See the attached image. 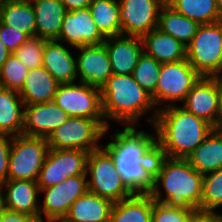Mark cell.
<instances>
[{"mask_svg": "<svg viewBox=\"0 0 222 222\" xmlns=\"http://www.w3.org/2000/svg\"><path fill=\"white\" fill-rule=\"evenodd\" d=\"M104 147L114 157L123 183L133 194H149L154 185V167L158 156L156 134L125 126L115 130Z\"/></svg>", "mask_w": 222, "mask_h": 222, "instance_id": "obj_1", "label": "cell"}, {"mask_svg": "<svg viewBox=\"0 0 222 222\" xmlns=\"http://www.w3.org/2000/svg\"><path fill=\"white\" fill-rule=\"evenodd\" d=\"M158 153L187 159L214 127L181 106L160 109L153 124Z\"/></svg>", "mask_w": 222, "mask_h": 222, "instance_id": "obj_2", "label": "cell"}, {"mask_svg": "<svg viewBox=\"0 0 222 222\" xmlns=\"http://www.w3.org/2000/svg\"><path fill=\"white\" fill-rule=\"evenodd\" d=\"M202 188L203 175L187 159L158 154L154 167V185L149 193L153 200L200 209ZM160 189H164V197Z\"/></svg>", "mask_w": 222, "mask_h": 222, "instance_id": "obj_3", "label": "cell"}, {"mask_svg": "<svg viewBox=\"0 0 222 222\" xmlns=\"http://www.w3.org/2000/svg\"><path fill=\"white\" fill-rule=\"evenodd\" d=\"M102 113L108 120L135 126L141 117L155 109L152 96L133 78L132 74H112L100 88Z\"/></svg>", "mask_w": 222, "mask_h": 222, "instance_id": "obj_4", "label": "cell"}, {"mask_svg": "<svg viewBox=\"0 0 222 222\" xmlns=\"http://www.w3.org/2000/svg\"><path fill=\"white\" fill-rule=\"evenodd\" d=\"M110 126L105 119L70 117L47 138L49 148L76 149L91 152L101 148L100 140Z\"/></svg>", "mask_w": 222, "mask_h": 222, "instance_id": "obj_5", "label": "cell"}, {"mask_svg": "<svg viewBox=\"0 0 222 222\" xmlns=\"http://www.w3.org/2000/svg\"><path fill=\"white\" fill-rule=\"evenodd\" d=\"M200 77L201 75L187 59L161 64L155 94L152 96L156 110L152 112L154 114L149 118L151 125L154 124L160 109L175 106L176 101L184 102L188 92ZM165 101L170 103L167 105ZM163 104L166 106H163ZM158 106L159 108L157 109Z\"/></svg>", "mask_w": 222, "mask_h": 222, "instance_id": "obj_6", "label": "cell"}, {"mask_svg": "<svg viewBox=\"0 0 222 222\" xmlns=\"http://www.w3.org/2000/svg\"><path fill=\"white\" fill-rule=\"evenodd\" d=\"M86 175L87 177L90 175V179H87L88 191L107 198L113 203L133 195L123 183L121 175L116 169L114 157L105 147L93 150L88 154Z\"/></svg>", "mask_w": 222, "mask_h": 222, "instance_id": "obj_7", "label": "cell"}, {"mask_svg": "<svg viewBox=\"0 0 222 222\" xmlns=\"http://www.w3.org/2000/svg\"><path fill=\"white\" fill-rule=\"evenodd\" d=\"M186 59L205 77L217 76L222 70V21L199 25L186 46Z\"/></svg>", "mask_w": 222, "mask_h": 222, "instance_id": "obj_8", "label": "cell"}, {"mask_svg": "<svg viewBox=\"0 0 222 222\" xmlns=\"http://www.w3.org/2000/svg\"><path fill=\"white\" fill-rule=\"evenodd\" d=\"M48 150L46 138L12 136L8 180L37 181Z\"/></svg>", "mask_w": 222, "mask_h": 222, "instance_id": "obj_9", "label": "cell"}, {"mask_svg": "<svg viewBox=\"0 0 222 222\" xmlns=\"http://www.w3.org/2000/svg\"><path fill=\"white\" fill-rule=\"evenodd\" d=\"M53 102L70 117L104 119L100 88L87 83L59 84Z\"/></svg>", "mask_w": 222, "mask_h": 222, "instance_id": "obj_10", "label": "cell"}, {"mask_svg": "<svg viewBox=\"0 0 222 222\" xmlns=\"http://www.w3.org/2000/svg\"><path fill=\"white\" fill-rule=\"evenodd\" d=\"M88 154L76 149L49 148L37 179L39 188L51 187L67 178L86 174Z\"/></svg>", "mask_w": 222, "mask_h": 222, "instance_id": "obj_11", "label": "cell"}, {"mask_svg": "<svg viewBox=\"0 0 222 222\" xmlns=\"http://www.w3.org/2000/svg\"><path fill=\"white\" fill-rule=\"evenodd\" d=\"M122 35L143 37L158 27L159 12L166 0H118Z\"/></svg>", "mask_w": 222, "mask_h": 222, "instance_id": "obj_12", "label": "cell"}, {"mask_svg": "<svg viewBox=\"0 0 222 222\" xmlns=\"http://www.w3.org/2000/svg\"><path fill=\"white\" fill-rule=\"evenodd\" d=\"M88 191L87 175L80 174L67 178L57 185L40 188L44 193L43 204L39 206L40 217L64 218L71 205Z\"/></svg>", "mask_w": 222, "mask_h": 222, "instance_id": "obj_13", "label": "cell"}, {"mask_svg": "<svg viewBox=\"0 0 222 222\" xmlns=\"http://www.w3.org/2000/svg\"><path fill=\"white\" fill-rule=\"evenodd\" d=\"M105 37L97 29L89 8L66 11L57 41L71 48L99 45Z\"/></svg>", "mask_w": 222, "mask_h": 222, "instance_id": "obj_14", "label": "cell"}, {"mask_svg": "<svg viewBox=\"0 0 222 222\" xmlns=\"http://www.w3.org/2000/svg\"><path fill=\"white\" fill-rule=\"evenodd\" d=\"M70 118L69 114L53 101L24 105L23 135L48 138Z\"/></svg>", "mask_w": 222, "mask_h": 222, "instance_id": "obj_15", "label": "cell"}, {"mask_svg": "<svg viewBox=\"0 0 222 222\" xmlns=\"http://www.w3.org/2000/svg\"><path fill=\"white\" fill-rule=\"evenodd\" d=\"M181 105L214 128H218L217 76H201Z\"/></svg>", "mask_w": 222, "mask_h": 222, "instance_id": "obj_16", "label": "cell"}, {"mask_svg": "<svg viewBox=\"0 0 222 222\" xmlns=\"http://www.w3.org/2000/svg\"><path fill=\"white\" fill-rule=\"evenodd\" d=\"M76 49L79 50L76 57L78 81L101 88L112 75L106 45L102 43Z\"/></svg>", "mask_w": 222, "mask_h": 222, "instance_id": "obj_17", "label": "cell"}, {"mask_svg": "<svg viewBox=\"0 0 222 222\" xmlns=\"http://www.w3.org/2000/svg\"><path fill=\"white\" fill-rule=\"evenodd\" d=\"M103 43L106 45L112 74H132L144 50L142 38L127 35L111 36Z\"/></svg>", "mask_w": 222, "mask_h": 222, "instance_id": "obj_18", "label": "cell"}, {"mask_svg": "<svg viewBox=\"0 0 222 222\" xmlns=\"http://www.w3.org/2000/svg\"><path fill=\"white\" fill-rule=\"evenodd\" d=\"M1 185L5 209L25 213L35 219L40 217V188L37 181L7 180Z\"/></svg>", "mask_w": 222, "mask_h": 222, "instance_id": "obj_19", "label": "cell"}, {"mask_svg": "<svg viewBox=\"0 0 222 222\" xmlns=\"http://www.w3.org/2000/svg\"><path fill=\"white\" fill-rule=\"evenodd\" d=\"M42 66L59 84L73 83L78 80L76 56L63 42L45 40Z\"/></svg>", "mask_w": 222, "mask_h": 222, "instance_id": "obj_20", "label": "cell"}, {"mask_svg": "<svg viewBox=\"0 0 222 222\" xmlns=\"http://www.w3.org/2000/svg\"><path fill=\"white\" fill-rule=\"evenodd\" d=\"M142 42L143 51L147 55L155 58L160 64L178 62L186 59V46L158 28L144 35Z\"/></svg>", "mask_w": 222, "mask_h": 222, "instance_id": "obj_21", "label": "cell"}, {"mask_svg": "<svg viewBox=\"0 0 222 222\" xmlns=\"http://www.w3.org/2000/svg\"><path fill=\"white\" fill-rule=\"evenodd\" d=\"M59 83L43 67L30 69L18 92L24 105L53 101Z\"/></svg>", "mask_w": 222, "mask_h": 222, "instance_id": "obj_22", "label": "cell"}, {"mask_svg": "<svg viewBox=\"0 0 222 222\" xmlns=\"http://www.w3.org/2000/svg\"><path fill=\"white\" fill-rule=\"evenodd\" d=\"M36 18V37L56 40L66 9L61 0H31Z\"/></svg>", "mask_w": 222, "mask_h": 222, "instance_id": "obj_23", "label": "cell"}, {"mask_svg": "<svg viewBox=\"0 0 222 222\" xmlns=\"http://www.w3.org/2000/svg\"><path fill=\"white\" fill-rule=\"evenodd\" d=\"M113 202L87 191L70 207L68 222H109Z\"/></svg>", "mask_w": 222, "mask_h": 222, "instance_id": "obj_24", "label": "cell"}, {"mask_svg": "<svg viewBox=\"0 0 222 222\" xmlns=\"http://www.w3.org/2000/svg\"><path fill=\"white\" fill-rule=\"evenodd\" d=\"M187 160L202 175L222 168V128H214Z\"/></svg>", "mask_w": 222, "mask_h": 222, "instance_id": "obj_25", "label": "cell"}, {"mask_svg": "<svg viewBox=\"0 0 222 222\" xmlns=\"http://www.w3.org/2000/svg\"><path fill=\"white\" fill-rule=\"evenodd\" d=\"M152 209L150 194H133L113 203L109 222H152Z\"/></svg>", "mask_w": 222, "mask_h": 222, "instance_id": "obj_26", "label": "cell"}, {"mask_svg": "<svg viewBox=\"0 0 222 222\" xmlns=\"http://www.w3.org/2000/svg\"><path fill=\"white\" fill-rule=\"evenodd\" d=\"M0 21L29 38L36 36V18L31 0H11L0 5Z\"/></svg>", "mask_w": 222, "mask_h": 222, "instance_id": "obj_27", "label": "cell"}, {"mask_svg": "<svg viewBox=\"0 0 222 222\" xmlns=\"http://www.w3.org/2000/svg\"><path fill=\"white\" fill-rule=\"evenodd\" d=\"M23 115L24 104L19 93L0 87V134L22 135Z\"/></svg>", "mask_w": 222, "mask_h": 222, "instance_id": "obj_28", "label": "cell"}, {"mask_svg": "<svg viewBox=\"0 0 222 222\" xmlns=\"http://www.w3.org/2000/svg\"><path fill=\"white\" fill-rule=\"evenodd\" d=\"M199 24L176 12L165 3L159 12L158 29L173 36L187 46L197 32Z\"/></svg>", "mask_w": 222, "mask_h": 222, "instance_id": "obj_29", "label": "cell"}, {"mask_svg": "<svg viewBox=\"0 0 222 222\" xmlns=\"http://www.w3.org/2000/svg\"><path fill=\"white\" fill-rule=\"evenodd\" d=\"M88 8L97 29L105 38L122 35L118 0H92Z\"/></svg>", "mask_w": 222, "mask_h": 222, "instance_id": "obj_30", "label": "cell"}, {"mask_svg": "<svg viewBox=\"0 0 222 222\" xmlns=\"http://www.w3.org/2000/svg\"><path fill=\"white\" fill-rule=\"evenodd\" d=\"M166 3L199 25L219 21L216 0H166Z\"/></svg>", "mask_w": 222, "mask_h": 222, "instance_id": "obj_31", "label": "cell"}, {"mask_svg": "<svg viewBox=\"0 0 222 222\" xmlns=\"http://www.w3.org/2000/svg\"><path fill=\"white\" fill-rule=\"evenodd\" d=\"M160 67L161 64L155 58L143 51L132 73L133 78L151 96L155 94Z\"/></svg>", "mask_w": 222, "mask_h": 222, "instance_id": "obj_32", "label": "cell"}, {"mask_svg": "<svg viewBox=\"0 0 222 222\" xmlns=\"http://www.w3.org/2000/svg\"><path fill=\"white\" fill-rule=\"evenodd\" d=\"M29 69L11 53L0 69V87L19 92L22 89Z\"/></svg>", "mask_w": 222, "mask_h": 222, "instance_id": "obj_33", "label": "cell"}, {"mask_svg": "<svg viewBox=\"0 0 222 222\" xmlns=\"http://www.w3.org/2000/svg\"><path fill=\"white\" fill-rule=\"evenodd\" d=\"M222 206V168L203 175L200 210L215 211Z\"/></svg>", "mask_w": 222, "mask_h": 222, "instance_id": "obj_34", "label": "cell"}, {"mask_svg": "<svg viewBox=\"0 0 222 222\" xmlns=\"http://www.w3.org/2000/svg\"><path fill=\"white\" fill-rule=\"evenodd\" d=\"M193 208L153 200L152 222H189Z\"/></svg>", "mask_w": 222, "mask_h": 222, "instance_id": "obj_35", "label": "cell"}, {"mask_svg": "<svg viewBox=\"0 0 222 222\" xmlns=\"http://www.w3.org/2000/svg\"><path fill=\"white\" fill-rule=\"evenodd\" d=\"M45 39L31 37L24 42L14 54L30 70L39 68L43 62Z\"/></svg>", "mask_w": 222, "mask_h": 222, "instance_id": "obj_36", "label": "cell"}, {"mask_svg": "<svg viewBox=\"0 0 222 222\" xmlns=\"http://www.w3.org/2000/svg\"><path fill=\"white\" fill-rule=\"evenodd\" d=\"M28 39L29 37L25 33L4 25L0 21V40L11 53H14Z\"/></svg>", "mask_w": 222, "mask_h": 222, "instance_id": "obj_37", "label": "cell"}, {"mask_svg": "<svg viewBox=\"0 0 222 222\" xmlns=\"http://www.w3.org/2000/svg\"><path fill=\"white\" fill-rule=\"evenodd\" d=\"M11 142L12 136L0 134V184L8 180Z\"/></svg>", "mask_w": 222, "mask_h": 222, "instance_id": "obj_38", "label": "cell"}, {"mask_svg": "<svg viewBox=\"0 0 222 222\" xmlns=\"http://www.w3.org/2000/svg\"><path fill=\"white\" fill-rule=\"evenodd\" d=\"M221 215L216 211L194 209L190 213L189 222H218Z\"/></svg>", "mask_w": 222, "mask_h": 222, "instance_id": "obj_39", "label": "cell"}, {"mask_svg": "<svg viewBox=\"0 0 222 222\" xmlns=\"http://www.w3.org/2000/svg\"><path fill=\"white\" fill-rule=\"evenodd\" d=\"M35 220L34 217L28 214L4 208L1 222H35Z\"/></svg>", "mask_w": 222, "mask_h": 222, "instance_id": "obj_40", "label": "cell"}, {"mask_svg": "<svg viewBox=\"0 0 222 222\" xmlns=\"http://www.w3.org/2000/svg\"><path fill=\"white\" fill-rule=\"evenodd\" d=\"M92 0H61L66 11L88 8Z\"/></svg>", "mask_w": 222, "mask_h": 222, "instance_id": "obj_41", "label": "cell"}, {"mask_svg": "<svg viewBox=\"0 0 222 222\" xmlns=\"http://www.w3.org/2000/svg\"><path fill=\"white\" fill-rule=\"evenodd\" d=\"M218 128H222V80L217 76Z\"/></svg>", "mask_w": 222, "mask_h": 222, "instance_id": "obj_42", "label": "cell"}, {"mask_svg": "<svg viewBox=\"0 0 222 222\" xmlns=\"http://www.w3.org/2000/svg\"><path fill=\"white\" fill-rule=\"evenodd\" d=\"M10 54L11 52L7 49V47L0 40V69L2 68L5 60L8 58Z\"/></svg>", "mask_w": 222, "mask_h": 222, "instance_id": "obj_43", "label": "cell"}, {"mask_svg": "<svg viewBox=\"0 0 222 222\" xmlns=\"http://www.w3.org/2000/svg\"><path fill=\"white\" fill-rule=\"evenodd\" d=\"M35 222H68L65 218H44L39 217Z\"/></svg>", "mask_w": 222, "mask_h": 222, "instance_id": "obj_44", "label": "cell"}, {"mask_svg": "<svg viewBox=\"0 0 222 222\" xmlns=\"http://www.w3.org/2000/svg\"><path fill=\"white\" fill-rule=\"evenodd\" d=\"M218 14H219V21H222V0H216Z\"/></svg>", "mask_w": 222, "mask_h": 222, "instance_id": "obj_45", "label": "cell"}, {"mask_svg": "<svg viewBox=\"0 0 222 222\" xmlns=\"http://www.w3.org/2000/svg\"><path fill=\"white\" fill-rule=\"evenodd\" d=\"M3 210H4L3 189L2 185L0 184V211Z\"/></svg>", "mask_w": 222, "mask_h": 222, "instance_id": "obj_46", "label": "cell"}, {"mask_svg": "<svg viewBox=\"0 0 222 222\" xmlns=\"http://www.w3.org/2000/svg\"><path fill=\"white\" fill-rule=\"evenodd\" d=\"M8 1H11V0H0V5L6 3V2H8Z\"/></svg>", "mask_w": 222, "mask_h": 222, "instance_id": "obj_47", "label": "cell"}, {"mask_svg": "<svg viewBox=\"0 0 222 222\" xmlns=\"http://www.w3.org/2000/svg\"><path fill=\"white\" fill-rule=\"evenodd\" d=\"M217 76L222 80V70Z\"/></svg>", "mask_w": 222, "mask_h": 222, "instance_id": "obj_48", "label": "cell"}, {"mask_svg": "<svg viewBox=\"0 0 222 222\" xmlns=\"http://www.w3.org/2000/svg\"><path fill=\"white\" fill-rule=\"evenodd\" d=\"M2 214H3V211H0V222L2 220Z\"/></svg>", "mask_w": 222, "mask_h": 222, "instance_id": "obj_49", "label": "cell"}, {"mask_svg": "<svg viewBox=\"0 0 222 222\" xmlns=\"http://www.w3.org/2000/svg\"><path fill=\"white\" fill-rule=\"evenodd\" d=\"M218 222H222V215L219 217Z\"/></svg>", "mask_w": 222, "mask_h": 222, "instance_id": "obj_50", "label": "cell"}]
</instances>
